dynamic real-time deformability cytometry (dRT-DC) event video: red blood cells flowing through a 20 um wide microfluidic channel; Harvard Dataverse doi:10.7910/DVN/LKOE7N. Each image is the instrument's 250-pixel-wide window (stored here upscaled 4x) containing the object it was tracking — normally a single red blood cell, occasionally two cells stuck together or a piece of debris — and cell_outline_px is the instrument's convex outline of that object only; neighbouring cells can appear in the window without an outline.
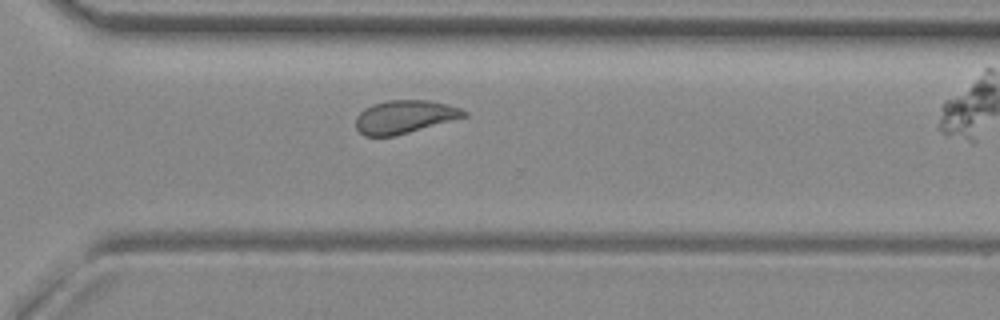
{"species": "common noctule bat (a hibernating species)", "species_latin": "Nyctalus noctula", "temperature_condition": "room temperature", "stored_images_in_passage": 31, "camera_frame_rate_fps": 3000, "um_per_image_px": 0.085, "animal": {"sex": "female", "body_mass_g": 29.2, "forearm_length_mm": 56.3}, "frame": {"image": 1, "passage_image": 27, "time_ms": 8.667, "image_size_px": [1000, 320], "cell_outline_px": [[468, 116], [396, 136], [364, 136], [356, 128], [356, 116], [364, 108], [372, 104], [388, 100], [428, 100], [460, 108], [468, 112]], "centroid_in_image_um": [34.37, 9.93], "position_along_channel_um": 336.2, "area_um2": 20.92}}